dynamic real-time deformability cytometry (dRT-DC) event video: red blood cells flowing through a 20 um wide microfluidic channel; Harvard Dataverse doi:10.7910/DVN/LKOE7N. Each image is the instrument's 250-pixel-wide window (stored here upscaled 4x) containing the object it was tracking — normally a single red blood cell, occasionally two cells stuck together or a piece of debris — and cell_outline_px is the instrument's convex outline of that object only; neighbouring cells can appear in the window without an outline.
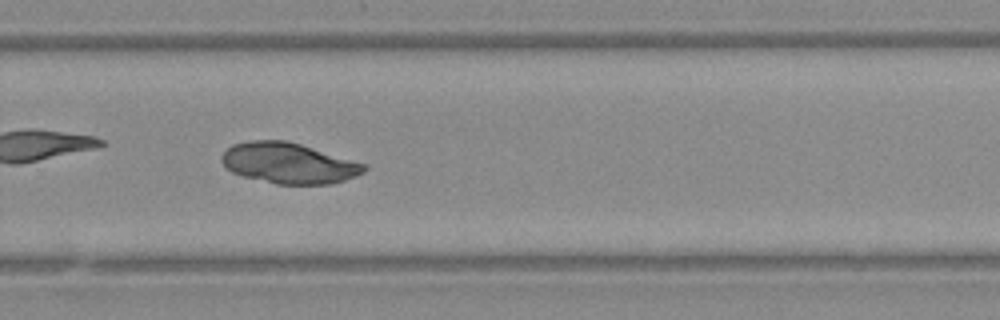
{"species": "Egyptian fruit bat (a non-hibernating species)", "species_latin": "Rousettus aegyptiacus", "temperature_condition": "warm", "stored_images_in_passage": 32, "camera_frame_rate_fps": 3000, "um_per_image_px": 0.085, "animal": {"sex": "female"}, "frame": {"image": 1, "passage_image": 23, "time_ms": 7.333, "image_size_px": [1000, 320], "cell_outline_px": [[368, 168], [364, 172], [344, 180], [332, 184], [276, 184], [244, 176], [232, 172], [220, 160], [220, 156], [232, 144], [248, 140], [284, 140], [300, 144], [368, 164]], "centroid_in_image_um": [24.55, 13.86], "position_along_channel_um": 305.2, "area_um2": 33.76}}